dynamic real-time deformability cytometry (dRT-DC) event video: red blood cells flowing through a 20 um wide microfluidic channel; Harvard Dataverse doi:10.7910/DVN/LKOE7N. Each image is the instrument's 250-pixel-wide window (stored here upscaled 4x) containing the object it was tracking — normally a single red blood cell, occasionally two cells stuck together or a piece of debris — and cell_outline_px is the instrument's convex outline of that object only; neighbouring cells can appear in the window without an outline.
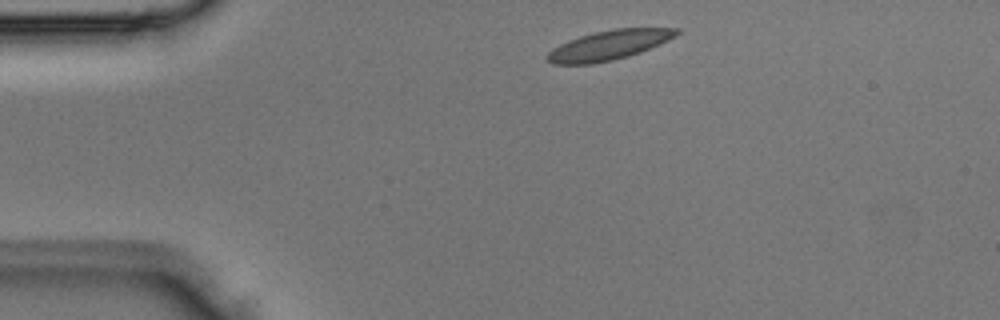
{"species": "Egyptian fruit bat (a non-hibernating species)", "species_latin": "Rousettus aegyptiacus", "temperature_condition": "room temperature", "stored_images_in_passage": 2, "camera_frame_rate_fps": 3000, "um_per_image_px": 0.085, "animal": {"sex": "male"}, "frame": {"image": 1, "passage_image": 1, "time_ms": 0.0, "image_size_px": [1000, 320], "cell_outline_px": [[680, 32], [676, 36], [668, 40], [640, 52], [628, 56], [612, 60], [592, 64], [552, 64], [548, 60], [548, 52], [560, 44], [568, 40], [580, 36], [612, 28], [680, 28]], "centroid_in_image_um": [51.77, 3.83], "position_along_channel_um": 33.2, "area_um2": 22.08}}